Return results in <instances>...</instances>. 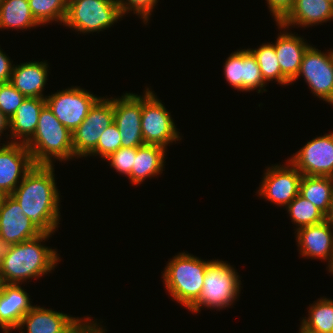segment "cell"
I'll list each match as a JSON object with an SVG mask.
<instances>
[{"mask_svg":"<svg viewBox=\"0 0 333 333\" xmlns=\"http://www.w3.org/2000/svg\"><path fill=\"white\" fill-rule=\"evenodd\" d=\"M54 166L34 165L11 194L41 234L54 235L61 219Z\"/></svg>","mask_w":333,"mask_h":333,"instance_id":"obj_1","label":"cell"},{"mask_svg":"<svg viewBox=\"0 0 333 333\" xmlns=\"http://www.w3.org/2000/svg\"><path fill=\"white\" fill-rule=\"evenodd\" d=\"M50 234L3 248L0 262V275L5 284H22L33 278L51 273L61 260L56 249L43 245ZM41 242H43L41 244Z\"/></svg>","mask_w":333,"mask_h":333,"instance_id":"obj_2","label":"cell"},{"mask_svg":"<svg viewBox=\"0 0 333 333\" xmlns=\"http://www.w3.org/2000/svg\"><path fill=\"white\" fill-rule=\"evenodd\" d=\"M35 165H54L74 159L72 132L62 125L50 108L45 105L34 135L25 143Z\"/></svg>","mask_w":333,"mask_h":333,"instance_id":"obj_3","label":"cell"},{"mask_svg":"<svg viewBox=\"0 0 333 333\" xmlns=\"http://www.w3.org/2000/svg\"><path fill=\"white\" fill-rule=\"evenodd\" d=\"M211 261L187 252L173 256L162 272L163 284L172 299L189 309L202 292L207 266Z\"/></svg>","mask_w":333,"mask_h":333,"instance_id":"obj_4","label":"cell"},{"mask_svg":"<svg viewBox=\"0 0 333 333\" xmlns=\"http://www.w3.org/2000/svg\"><path fill=\"white\" fill-rule=\"evenodd\" d=\"M240 279L232 265L220 259H213L207 266L202 292L188 310L198 313L204 306L217 311L225 307L230 308L240 295Z\"/></svg>","mask_w":333,"mask_h":333,"instance_id":"obj_5","label":"cell"},{"mask_svg":"<svg viewBox=\"0 0 333 333\" xmlns=\"http://www.w3.org/2000/svg\"><path fill=\"white\" fill-rule=\"evenodd\" d=\"M121 18L116 0H70L63 25L78 33H99Z\"/></svg>","mask_w":333,"mask_h":333,"instance_id":"obj_6","label":"cell"},{"mask_svg":"<svg viewBox=\"0 0 333 333\" xmlns=\"http://www.w3.org/2000/svg\"><path fill=\"white\" fill-rule=\"evenodd\" d=\"M142 95L141 130L145 144L159 145L167 149L173 142L180 141L181 135L176 128L171 113L151 88L145 87Z\"/></svg>","mask_w":333,"mask_h":333,"instance_id":"obj_7","label":"cell"},{"mask_svg":"<svg viewBox=\"0 0 333 333\" xmlns=\"http://www.w3.org/2000/svg\"><path fill=\"white\" fill-rule=\"evenodd\" d=\"M113 123V98L100 97L84 121L72 132L74 158L87 157L96 148L104 130Z\"/></svg>","mask_w":333,"mask_h":333,"instance_id":"obj_8","label":"cell"},{"mask_svg":"<svg viewBox=\"0 0 333 333\" xmlns=\"http://www.w3.org/2000/svg\"><path fill=\"white\" fill-rule=\"evenodd\" d=\"M321 52L314 46H309L304 53L297 77L302 76L311 92L317 98L333 105V49Z\"/></svg>","mask_w":333,"mask_h":333,"instance_id":"obj_9","label":"cell"},{"mask_svg":"<svg viewBox=\"0 0 333 333\" xmlns=\"http://www.w3.org/2000/svg\"><path fill=\"white\" fill-rule=\"evenodd\" d=\"M100 97L90 91L71 86L46 96V105L59 122L73 132L84 121L90 108Z\"/></svg>","mask_w":333,"mask_h":333,"instance_id":"obj_10","label":"cell"},{"mask_svg":"<svg viewBox=\"0 0 333 333\" xmlns=\"http://www.w3.org/2000/svg\"><path fill=\"white\" fill-rule=\"evenodd\" d=\"M284 165L275 164L265 169L264 177L257 196L263 197L279 207L285 208L299 194L300 181L302 174L298 169L287 160Z\"/></svg>","mask_w":333,"mask_h":333,"instance_id":"obj_11","label":"cell"},{"mask_svg":"<svg viewBox=\"0 0 333 333\" xmlns=\"http://www.w3.org/2000/svg\"><path fill=\"white\" fill-rule=\"evenodd\" d=\"M288 160L302 175L333 177V132L308 141Z\"/></svg>","mask_w":333,"mask_h":333,"instance_id":"obj_12","label":"cell"},{"mask_svg":"<svg viewBox=\"0 0 333 333\" xmlns=\"http://www.w3.org/2000/svg\"><path fill=\"white\" fill-rule=\"evenodd\" d=\"M225 79L231 87L242 92H250L257 89V93L267 90L261 70L255 56L247 49H239L232 52L224 63ZM259 88V89H258Z\"/></svg>","mask_w":333,"mask_h":333,"instance_id":"obj_13","label":"cell"},{"mask_svg":"<svg viewBox=\"0 0 333 333\" xmlns=\"http://www.w3.org/2000/svg\"><path fill=\"white\" fill-rule=\"evenodd\" d=\"M114 123L121 135L122 147H140L145 144L141 130L142 96L123 93L113 98Z\"/></svg>","mask_w":333,"mask_h":333,"instance_id":"obj_14","label":"cell"},{"mask_svg":"<svg viewBox=\"0 0 333 333\" xmlns=\"http://www.w3.org/2000/svg\"><path fill=\"white\" fill-rule=\"evenodd\" d=\"M1 144L0 191L4 195H11L35 164L24 143L9 140Z\"/></svg>","mask_w":333,"mask_h":333,"instance_id":"obj_15","label":"cell"},{"mask_svg":"<svg viewBox=\"0 0 333 333\" xmlns=\"http://www.w3.org/2000/svg\"><path fill=\"white\" fill-rule=\"evenodd\" d=\"M41 233L23 213L11 195H5L0 205V242L8 246L36 238Z\"/></svg>","mask_w":333,"mask_h":333,"instance_id":"obj_16","label":"cell"},{"mask_svg":"<svg viewBox=\"0 0 333 333\" xmlns=\"http://www.w3.org/2000/svg\"><path fill=\"white\" fill-rule=\"evenodd\" d=\"M300 256L327 261V270L333 274V227L325 220L295 231Z\"/></svg>","mask_w":333,"mask_h":333,"instance_id":"obj_17","label":"cell"},{"mask_svg":"<svg viewBox=\"0 0 333 333\" xmlns=\"http://www.w3.org/2000/svg\"><path fill=\"white\" fill-rule=\"evenodd\" d=\"M79 319L80 317L34 305L22 317L16 330L20 329V333H69ZM24 328L26 330L22 331Z\"/></svg>","mask_w":333,"mask_h":333,"instance_id":"obj_18","label":"cell"},{"mask_svg":"<svg viewBox=\"0 0 333 333\" xmlns=\"http://www.w3.org/2000/svg\"><path fill=\"white\" fill-rule=\"evenodd\" d=\"M278 29L284 30L278 33L275 43V52L282 74L292 82L298 75L305 51L311 45L304 38L288 32L286 27L276 23Z\"/></svg>","mask_w":333,"mask_h":333,"instance_id":"obj_19","label":"cell"},{"mask_svg":"<svg viewBox=\"0 0 333 333\" xmlns=\"http://www.w3.org/2000/svg\"><path fill=\"white\" fill-rule=\"evenodd\" d=\"M21 284H5L0 295V329L10 333L19 326L22 317L34 306Z\"/></svg>","mask_w":333,"mask_h":333,"instance_id":"obj_20","label":"cell"},{"mask_svg":"<svg viewBox=\"0 0 333 333\" xmlns=\"http://www.w3.org/2000/svg\"><path fill=\"white\" fill-rule=\"evenodd\" d=\"M48 67L46 61L14 64L9 82L26 97L46 98L42 93L49 76Z\"/></svg>","mask_w":333,"mask_h":333,"instance_id":"obj_21","label":"cell"},{"mask_svg":"<svg viewBox=\"0 0 333 333\" xmlns=\"http://www.w3.org/2000/svg\"><path fill=\"white\" fill-rule=\"evenodd\" d=\"M333 21V4L328 0H295V4L280 24L290 30L298 27L316 26Z\"/></svg>","mask_w":333,"mask_h":333,"instance_id":"obj_22","label":"cell"},{"mask_svg":"<svg viewBox=\"0 0 333 333\" xmlns=\"http://www.w3.org/2000/svg\"><path fill=\"white\" fill-rule=\"evenodd\" d=\"M45 105V98L26 97L10 118V135H8L10 138L8 139L11 142L25 144L34 135L40 111Z\"/></svg>","mask_w":333,"mask_h":333,"instance_id":"obj_23","label":"cell"},{"mask_svg":"<svg viewBox=\"0 0 333 333\" xmlns=\"http://www.w3.org/2000/svg\"><path fill=\"white\" fill-rule=\"evenodd\" d=\"M166 148L159 145L144 144L137 147L133 168L130 173V183L140 185L147 178L162 174L165 166Z\"/></svg>","mask_w":333,"mask_h":333,"instance_id":"obj_24","label":"cell"},{"mask_svg":"<svg viewBox=\"0 0 333 333\" xmlns=\"http://www.w3.org/2000/svg\"><path fill=\"white\" fill-rule=\"evenodd\" d=\"M299 195L326 215L333 199V177L302 175Z\"/></svg>","mask_w":333,"mask_h":333,"instance_id":"obj_25","label":"cell"},{"mask_svg":"<svg viewBox=\"0 0 333 333\" xmlns=\"http://www.w3.org/2000/svg\"><path fill=\"white\" fill-rule=\"evenodd\" d=\"M33 17L28 0H1L0 29L27 30L39 27Z\"/></svg>","mask_w":333,"mask_h":333,"instance_id":"obj_26","label":"cell"},{"mask_svg":"<svg viewBox=\"0 0 333 333\" xmlns=\"http://www.w3.org/2000/svg\"><path fill=\"white\" fill-rule=\"evenodd\" d=\"M314 302L300 327L309 333H333V299L321 297Z\"/></svg>","mask_w":333,"mask_h":333,"instance_id":"obj_27","label":"cell"},{"mask_svg":"<svg viewBox=\"0 0 333 333\" xmlns=\"http://www.w3.org/2000/svg\"><path fill=\"white\" fill-rule=\"evenodd\" d=\"M255 56L264 81H275L279 85H291V82L282 74L275 47L270 42L262 43L257 49L249 48Z\"/></svg>","mask_w":333,"mask_h":333,"instance_id":"obj_28","label":"cell"},{"mask_svg":"<svg viewBox=\"0 0 333 333\" xmlns=\"http://www.w3.org/2000/svg\"><path fill=\"white\" fill-rule=\"evenodd\" d=\"M286 210L291 222L297 225L295 231L301 227L316 225L325 221V214L299 194L286 207Z\"/></svg>","mask_w":333,"mask_h":333,"instance_id":"obj_29","label":"cell"},{"mask_svg":"<svg viewBox=\"0 0 333 333\" xmlns=\"http://www.w3.org/2000/svg\"><path fill=\"white\" fill-rule=\"evenodd\" d=\"M31 13L41 25L57 21L64 23L67 13V0H28Z\"/></svg>","mask_w":333,"mask_h":333,"instance_id":"obj_30","label":"cell"},{"mask_svg":"<svg viewBox=\"0 0 333 333\" xmlns=\"http://www.w3.org/2000/svg\"><path fill=\"white\" fill-rule=\"evenodd\" d=\"M121 145V135L115 123L107 127L102 133L96 148L88 155L107 158L111 153L116 152Z\"/></svg>","mask_w":333,"mask_h":333,"instance_id":"obj_31","label":"cell"},{"mask_svg":"<svg viewBox=\"0 0 333 333\" xmlns=\"http://www.w3.org/2000/svg\"><path fill=\"white\" fill-rule=\"evenodd\" d=\"M25 98L10 82L0 83V110L8 118L15 114Z\"/></svg>","mask_w":333,"mask_h":333,"instance_id":"obj_32","label":"cell"},{"mask_svg":"<svg viewBox=\"0 0 333 333\" xmlns=\"http://www.w3.org/2000/svg\"><path fill=\"white\" fill-rule=\"evenodd\" d=\"M137 147H120L116 152L111 153L106 161L116 172L125 175L130 180V173L133 168L134 158L136 157Z\"/></svg>","mask_w":333,"mask_h":333,"instance_id":"obj_33","label":"cell"},{"mask_svg":"<svg viewBox=\"0 0 333 333\" xmlns=\"http://www.w3.org/2000/svg\"><path fill=\"white\" fill-rule=\"evenodd\" d=\"M159 0H116L122 17L129 14V11H133V14L143 20L144 24H147L150 20L151 13L154 11L156 4Z\"/></svg>","mask_w":333,"mask_h":333,"instance_id":"obj_34","label":"cell"},{"mask_svg":"<svg viewBox=\"0 0 333 333\" xmlns=\"http://www.w3.org/2000/svg\"><path fill=\"white\" fill-rule=\"evenodd\" d=\"M270 15L276 21L280 23L292 10L295 0H266ZM272 13V14H271Z\"/></svg>","mask_w":333,"mask_h":333,"instance_id":"obj_35","label":"cell"},{"mask_svg":"<svg viewBox=\"0 0 333 333\" xmlns=\"http://www.w3.org/2000/svg\"><path fill=\"white\" fill-rule=\"evenodd\" d=\"M107 330L91 317L80 318L70 329L69 333H105Z\"/></svg>","mask_w":333,"mask_h":333,"instance_id":"obj_36","label":"cell"},{"mask_svg":"<svg viewBox=\"0 0 333 333\" xmlns=\"http://www.w3.org/2000/svg\"><path fill=\"white\" fill-rule=\"evenodd\" d=\"M7 56L0 48V83L9 82L11 78L14 64Z\"/></svg>","mask_w":333,"mask_h":333,"instance_id":"obj_37","label":"cell"},{"mask_svg":"<svg viewBox=\"0 0 333 333\" xmlns=\"http://www.w3.org/2000/svg\"><path fill=\"white\" fill-rule=\"evenodd\" d=\"M10 118H8L1 110H0V142L1 136L4 134V131H10ZM1 145V144H0Z\"/></svg>","mask_w":333,"mask_h":333,"instance_id":"obj_38","label":"cell"},{"mask_svg":"<svg viewBox=\"0 0 333 333\" xmlns=\"http://www.w3.org/2000/svg\"><path fill=\"white\" fill-rule=\"evenodd\" d=\"M325 220L333 227V199L330 204L328 213L325 215Z\"/></svg>","mask_w":333,"mask_h":333,"instance_id":"obj_39","label":"cell"},{"mask_svg":"<svg viewBox=\"0 0 333 333\" xmlns=\"http://www.w3.org/2000/svg\"><path fill=\"white\" fill-rule=\"evenodd\" d=\"M5 282L3 277L0 275V295L2 294L3 288H4Z\"/></svg>","mask_w":333,"mask_h":333,"instance_id":"obj_40","label":"cell"},{"mask_svg":"<svg viewBox=\"0 0 333 333\" xmlns=\"http://www.w3.org/2000/svg\"><path fill=\"white\" fill-rule=\"evenodd\" d=\"M4 246L0 242V262H1V257H2V251H3Z\"/></svg>","mask_w":333,"mask_h":333,"instance_id":"obj_41","label":"cell"},{"mask_svg":"<svg viewBox=\"0 0 333 333\" xmlns=\"http://www.w3.org/2000/svg\"><path fill=\"white\" fill-rule=\"evenodd\" d=\"M4 196H5V195L0 191V205H1V203H2V200H3Z\"/></svg>","mask_w":333,"mask_h":333,"instance_id":"obj_42","label":"cell"},{"mask_svg":"<svg viewBox=\"0 0 333 333\" xmlns=\"http://www.w3.org/2000/svg\"><path fill=\"white\" fill-rule=\"evenodd\" d=\"M299 333H309L307 331H305L304 329H302L301 327L299 328Z\"/></svg>","mask_w":333,"mask_h":333,"instance_id":"obj_43","label":"cell"}]
</instances>
